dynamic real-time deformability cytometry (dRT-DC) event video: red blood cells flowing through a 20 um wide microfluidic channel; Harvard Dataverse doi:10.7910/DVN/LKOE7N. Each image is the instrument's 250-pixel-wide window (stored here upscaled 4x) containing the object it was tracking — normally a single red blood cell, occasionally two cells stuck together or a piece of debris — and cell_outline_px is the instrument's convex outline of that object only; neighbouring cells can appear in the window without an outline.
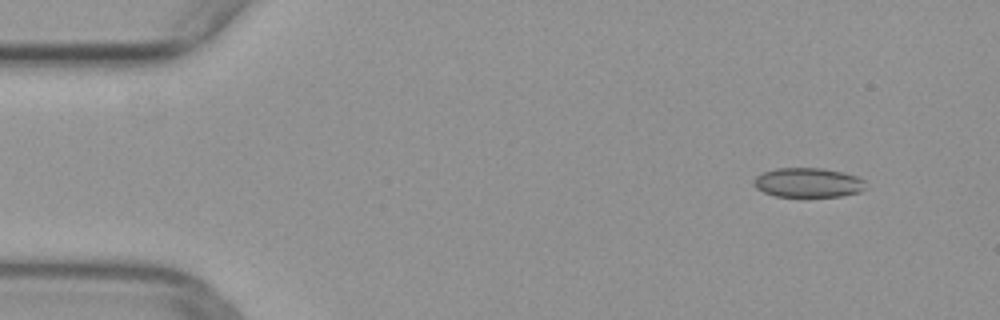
{"species": "common noctule bat (a hibernating species)", "species_latin": "Nyctalus noctula", "temperature_condition": "warm", "stored_images_in_passage": 46, "camera_frame_rate_fps": 3000, "um_per_image_px": 0.085, "animal": {"sex": "female", "body_mass_g": 29.2, "forearm_length_mm": 56.3}, "frame": {"image": 1, "passage_image": 1, "time_ms": 0.0, "image_size_px": [1000, 320], "cell_outline_px": [[864, 188], [860, 192], [840, 196], [776, 196], [764, 192], [756, 188], [752, 184], [752, 180], [756, 176], [764, 172], [776, 168], [820, 168], [844, 172], [856, 176], [864, 180]], "centroid_in_image_um": [68.65, 15.51], "position_along_channel_um": 16.3, "area_um2": 19.13}}
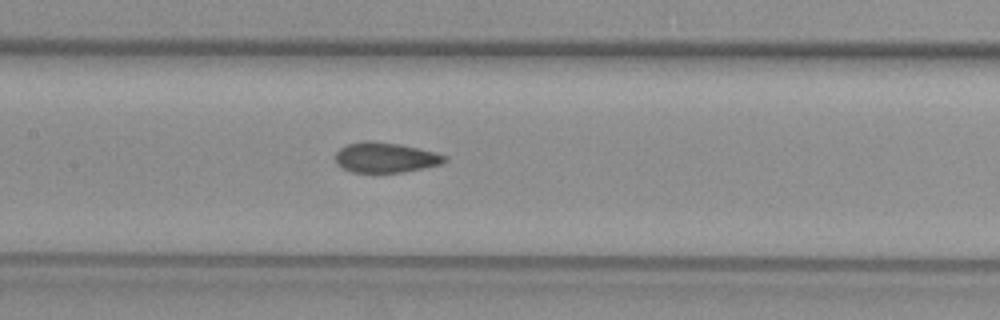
{"frame": {"image": 2, "passage_image": 20, "time_ms": 6.333, "image_size_px": [1000, 320], "cell_outline_px": [[448, 160], [444, 164], [404, 172], [352, 172], [336, 164], [336, 152], [340, 148], [348, 144], [364, 140], [372, 140], [400, 144], [448, 156]], "centroid_in_image_um": [32.78, 13.38], "position_along_channel_um": 174.6, "area_um2": 19.25}}
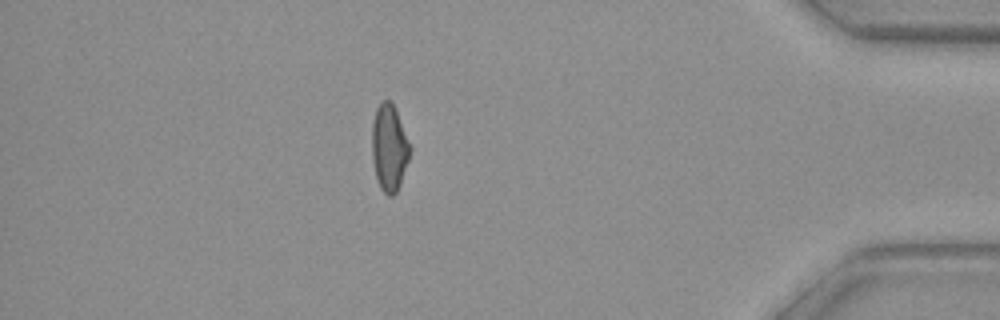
{"frame": {"image": 3, "passage_image": 40, "time_ms": 13.0, "image_size_px": [1000, 320], "cell_outline_px": [[412, 148], [400, 184], [396, 192], [392, 196], [388, 196], [380, 188], [376, 176], [372, 160], [372, 124], [376, 108], [384, 100], [388, 100], [392, 104], [396, 112]], "centroid_in_image_um": [33.08, 12.59], "position_along_channel_um": 402.1, "area_um2": 18.96}}